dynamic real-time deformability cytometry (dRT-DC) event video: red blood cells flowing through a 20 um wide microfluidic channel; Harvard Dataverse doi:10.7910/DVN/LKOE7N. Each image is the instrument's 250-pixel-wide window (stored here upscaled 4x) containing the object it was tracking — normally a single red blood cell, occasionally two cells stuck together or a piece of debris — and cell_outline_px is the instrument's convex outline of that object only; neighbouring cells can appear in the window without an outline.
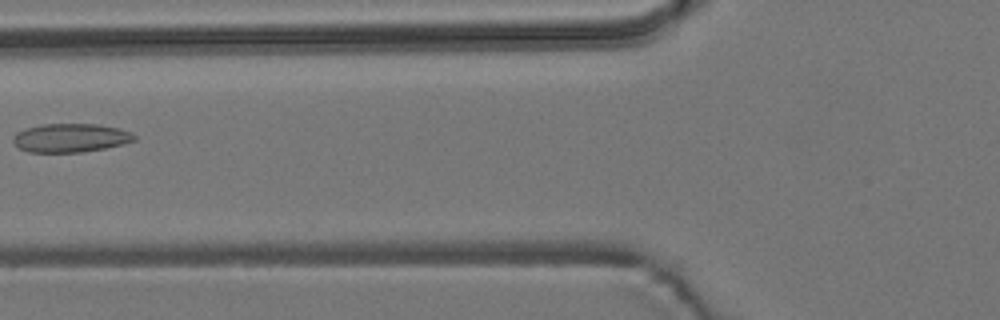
{"species": "common noctule bat (a hibernating species)", "species_latin": "Nyctalus noctula", "temperature_condition": "room temperature", "stored_images_in_passage": 8, "camera_frame_rate_fps": 3000, "um_per_image_px": 0.085, "animal": {"sex": "male", "body_mass_g": 19.2, "forearm_length_mm": 51.8}, "frame": {"image": 1, "passage_image": 7, "time_ms": 2.0, "image_size_px": [1000, 320], "cell_outline_px": [[136, 140], [124, 144], [104, 148], [80, 152], [28, 152], [20, 148], [12, 140], [16, 132], [24, 128], [44, 124], [100, 124], [120, 128], [132, 132], [136, 136]], "centroid_in_image_um": [6.03, 11.71], "position_along_channel_um": 119.8, "area_um2": 20.35}}
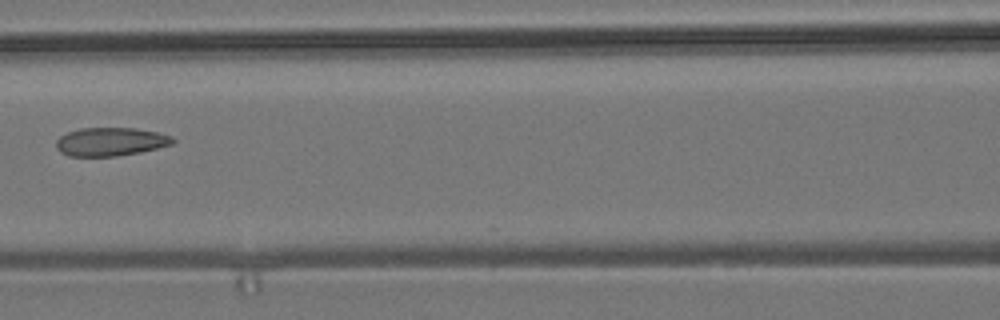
{"frame": {"image": 2, "passage_image": 8, "time_ms": 2.333, "image_size_px": [1000, 320], "cell_outline_px": [[176, 140], [172, 144], [140, 152], [116, 156], [68, 156], [60, 152], [56, 148], [56, 140], [60, 136], [68, 132], [80, 128], [136, 128], [156, 132], [172, 136]], "centroid_in_image_um": [9.38, 12.04], "position_along_channel_um": 157.2, "area_um2": 19.31}}